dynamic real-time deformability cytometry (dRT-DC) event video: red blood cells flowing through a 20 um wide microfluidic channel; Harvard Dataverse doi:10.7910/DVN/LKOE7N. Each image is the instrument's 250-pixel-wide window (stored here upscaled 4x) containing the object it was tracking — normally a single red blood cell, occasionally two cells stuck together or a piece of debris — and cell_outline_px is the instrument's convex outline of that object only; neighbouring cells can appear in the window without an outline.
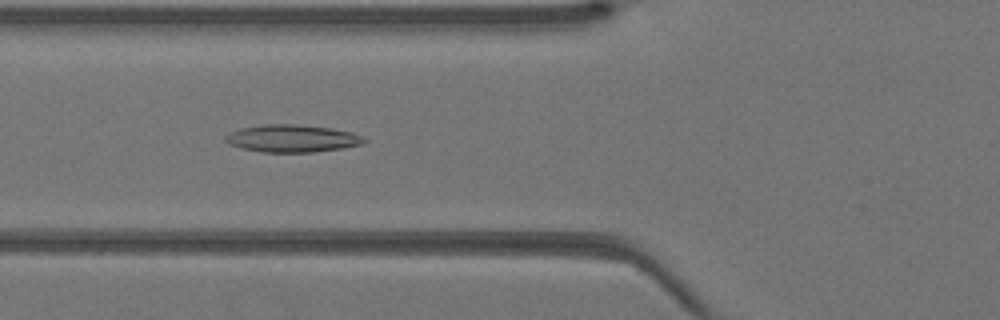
{"species": "Egyptian fruit bat (a non-hibernating species)", "species_latin": "Rousettus aegyptiacus", "temperature_condition": "warm", "stored_images_in_passage": 31, "camera_frame_rate_fps": 3000, "um_per_image_px": 0.085, "animal": {"sex": "female"}, "frame": {"image": 1, "passage_image": 6, "time_ms": 1.667, "image_size_px": [1000, 320], "cell_outline_px": [[368, 140], [364, 144], [344, 148], [312, 152], [260, 152], [240, 148], [228, 144], [224, 140], [224, 136], [240, 128], [264, 124], [292, 124], [332, 128], [352, 132], [364, 136]], "centroid_in_image_um": [24.85, 11.77], "position_along_channel_um": 100.9, "area_um2": 22.43}}
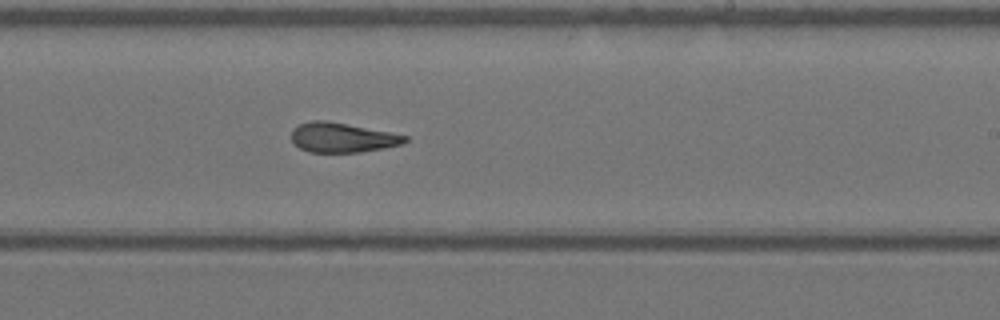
{"frame": {"image": 2, "passage_image": 16, "time_ms": 5.0, "image_size_px": [1000, 320], "cell_outline_px": [[408, 140], [404, 144], [384, 148], [360, 152], [308, 152], [300, 148], [292, 140], [292, 128], [300, 124], [312, 120], [324, 120], [388, 132], [408, 136]], "centroid_in_image_um": [29.09, 11.7], "position_along_channel_um": 259.9, "area_um2": 19.42}}
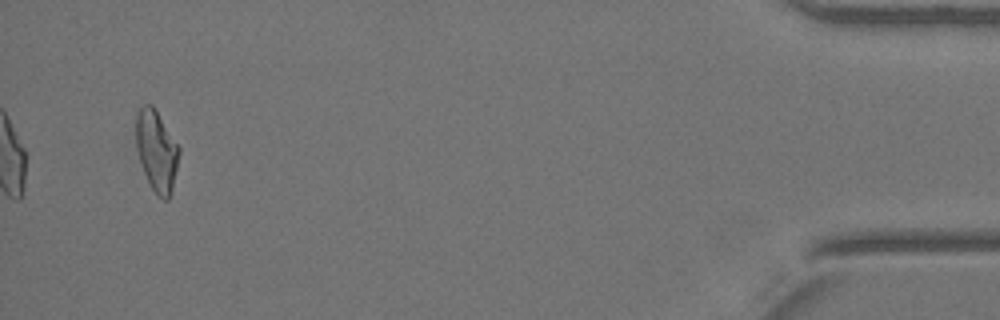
{"frame": {"image": 3, "passage_image": 31, "time_ms": 10.0, "image_size_px": [1000, 320], "cell_outline_px": [[180, 152], [172, 188], [168, 200], [164, 200], [152, 188], [144, 172], [136, 148], [136, 116], [140, 108], [144, 104], [152, 104], [180, 148]], "centroid_in_image_um": [13.3, 12.79], "position_along_channel_um": 421.9, "area_um2": 19.88}}